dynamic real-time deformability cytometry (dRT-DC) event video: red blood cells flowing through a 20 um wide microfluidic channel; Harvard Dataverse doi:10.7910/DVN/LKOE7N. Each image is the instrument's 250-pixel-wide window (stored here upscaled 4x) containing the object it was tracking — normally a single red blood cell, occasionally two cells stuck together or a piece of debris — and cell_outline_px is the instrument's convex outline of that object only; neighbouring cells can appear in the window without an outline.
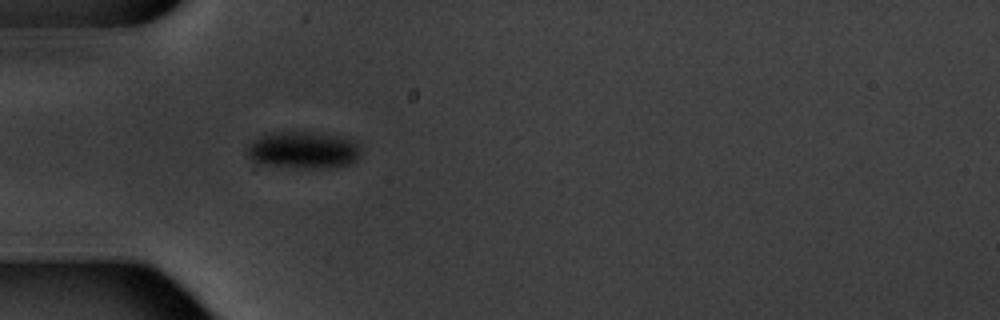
{"species": "common noctule bat (a hibernating species)", "species_latin": "Nyctalus noctula", "temperature_condition": "warm", "stored_images_in_passage": 1, "camera_frame_rate_fps": 3000, "um_per_image_px": 0.085, "animal": {"sex": "male", "body_mass_g": 20.1, "forearm_length_mm": 53.5}, "frame": {"image": 1, "passage_image": 1, "time_ms": 0.0, "image_size_px": [1000, 320], "cell_outline_px": [[360, 156], [356, 160], [348, 164], [312, 168], [300, 168], [260, 164], [252, 160], [248, 156], [244, 148], [252, 140], [264, 132], [320, 132], [340, 136], [352, 140], [360, 144]], "centroid_in_image_um": [25.71, 12.73], "position_along_channel_um": 59.3, "area_um2": 24.91}}